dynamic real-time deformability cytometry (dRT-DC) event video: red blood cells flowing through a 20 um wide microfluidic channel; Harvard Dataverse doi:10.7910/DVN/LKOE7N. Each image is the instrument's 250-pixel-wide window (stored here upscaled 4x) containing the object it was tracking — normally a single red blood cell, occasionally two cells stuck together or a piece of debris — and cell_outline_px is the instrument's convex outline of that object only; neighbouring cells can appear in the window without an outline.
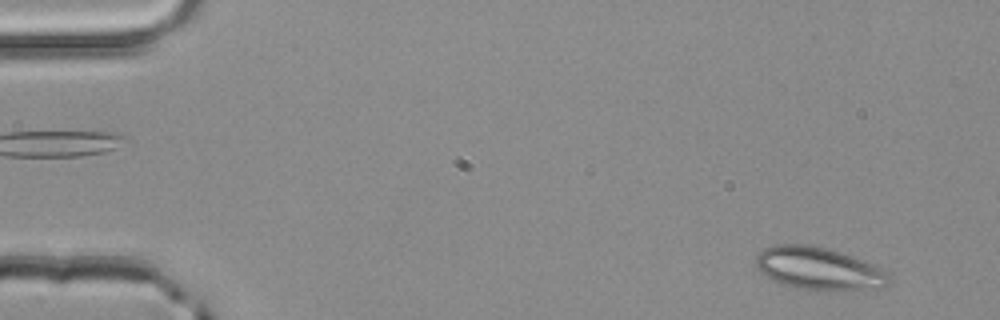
{"species": "common noctule bat (a hibernating species)", "species_latin": "Nyctalus noctula", "temperature_condition": "room temperature", "stored_images_in_passage": 52, "segment_of_instrument_passage": [1, 2], "camera_frame_rate_fps": 3000, "um_per_image_px": 0.085, "animal": {"sex": "male", "body_mass_g": 20.4}, "frame": {"image": 1, "passage_image": 3, "time_ms": 0.667, "image_size_px": [1000, 320], "cell_outline_px": [[892, 280], [884, 288], [796, 288], [784, 284], [768, 276], [756, 268], [756, 256], [764, 248], [776, 244], [808, 244], [840, 252], [872, 264], [888, 272]], "centroid_in_image_um": [69.59, 22.79], "position_along_channel_um": 15.4, "area_um2": 32.02}}
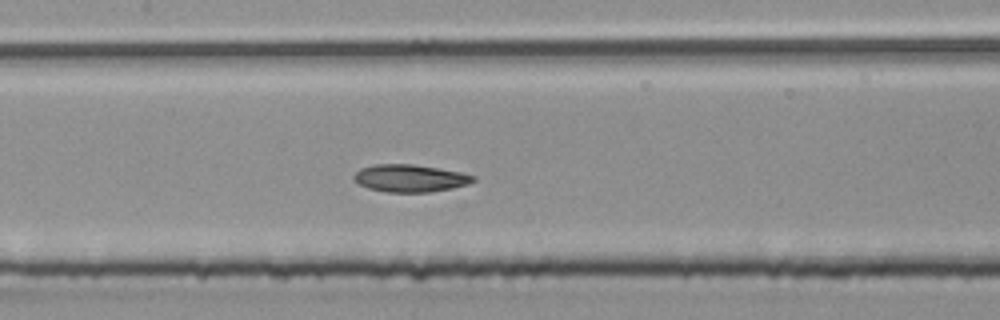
{"frame": {"image": 2, "passage_image": 24, "time_ms": 7.667, "image_size_px": [1000, 320], "cell_outline_px": [[476, 180], [468, 184], [452, 188], [428, 192], [384, 192], [368, 188], [360, 184], [352, 176], [360, 168], [376, 164], [412, 164], [460, 172], [476, 176]], "centroid_in_image_um": [34.85, 15.15], "position_along_channel_um": 172.5, "area_um2": 18.96}}
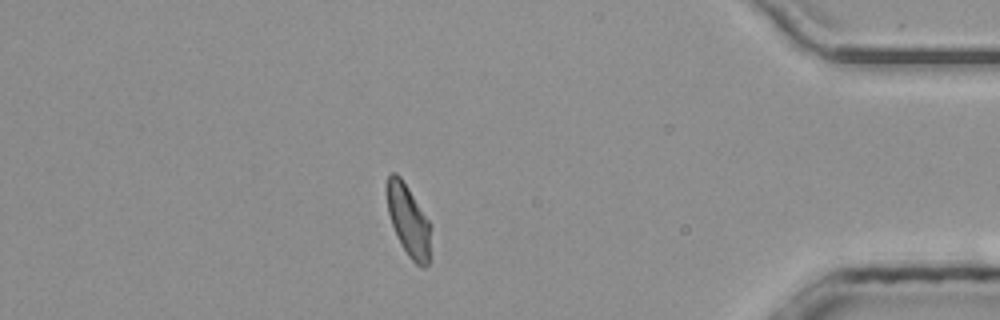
{"frame": {"image": 3, "passage_image": 44, "time_ms": 14.333, "image_size_px": [1000, 320], "cell_outline_px": [[428, 264], [424, 268], [420, 268], [408, 256], [400, 244], [396, 236], [388, 212], [388, 176], [392, 172], [396, 172], [400, 176], [408, 188], [428, 220]], "centroid_in_image_um": [34.68, 18.77], "position_along_channel_um": 400.5, "area_um2": 17.46}}